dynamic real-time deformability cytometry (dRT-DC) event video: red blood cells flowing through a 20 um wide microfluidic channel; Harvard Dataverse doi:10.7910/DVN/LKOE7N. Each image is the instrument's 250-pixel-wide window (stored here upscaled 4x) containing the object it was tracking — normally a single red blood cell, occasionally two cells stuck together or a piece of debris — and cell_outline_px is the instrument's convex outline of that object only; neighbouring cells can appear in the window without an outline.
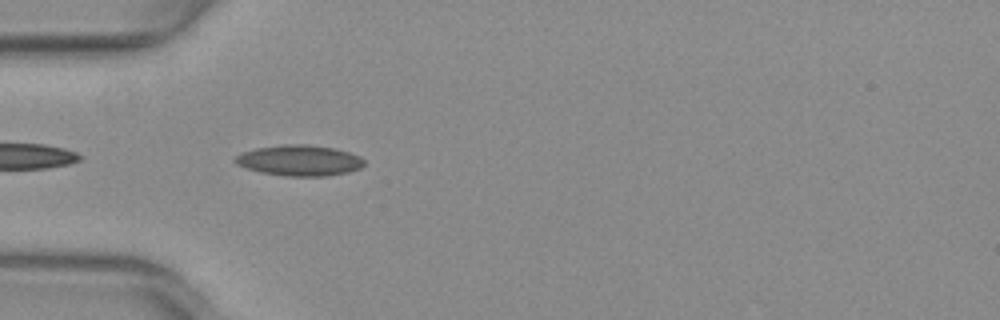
{"species": "common noctule bat (a hibernating species)", "species_latin": "Nyctalus noctula", "temperature_condition": "warm", "stored_images_in_passage": 34, "camera_frame_rate_fps": 3000, "um_per_image_px": 0.085, "animal": {"sex": "female", "body_mass_g": 29.2, "forearm_length_mm": 56.3}, "frame": {"image": 1, "passage_image": 2, "time_ms": 0.333, "image_size_px": [1000, 320], "cell_outline_px": [[364, 164], [360, 168], [348, 172], [328, 176], [284, 176], [260, 172], [236, 164], [232, 160], [240, 152], [256, 148], [284, 144], [304, 144], [332, 148], [348, 152], [360, 156], [364, 160]], "centroid_in_image_um": [25.42, 13.64], "position_along_channel_um": 59.6, "area_um2": 23.12}}
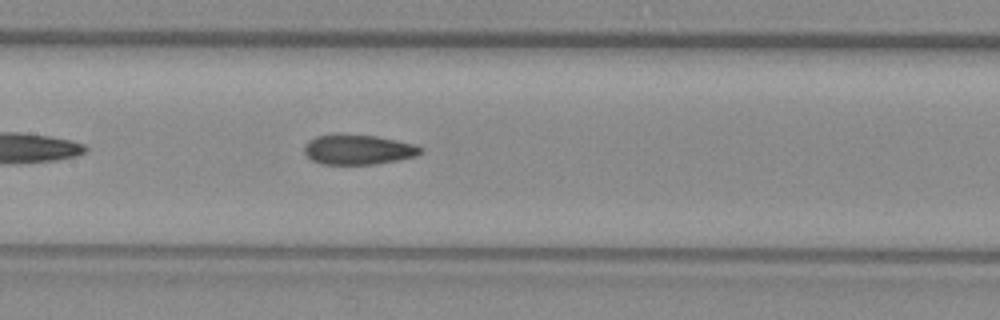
{"frame": {"image": 2, "passage_image": 11, "time_ms": 3.333, "image_size_px": [1000, 320], "cell_outline_px": [[424, 152], [416, 156], [400, 160], [376, 164], [320, 164], [312, 160], [304, 152], [304, 148], [308, 140], [316, 136], [332, 132], [340, 132], [376, 136], [416, 144], [424, 148]], "centroid_in_image_um": [30.45, 12.68], "position_along_channel_um": 176.9, "area_um2": 20.98}}
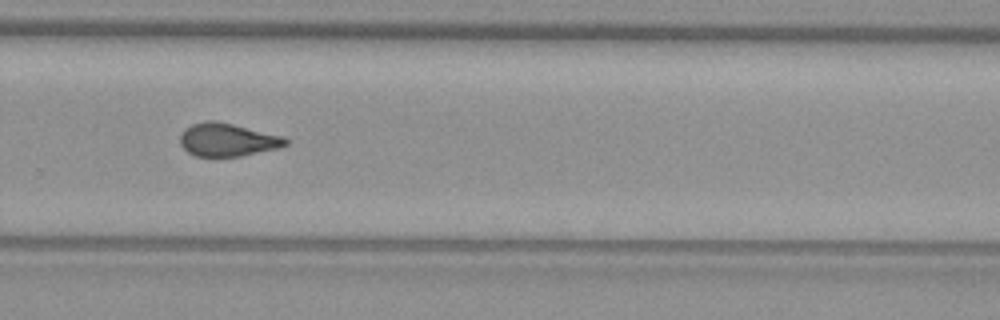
{"frame": {"image": 3, "passage_image": 21, "time_ms": 6.667, "image_size_px": [1000, 320], "cell_outline_px": [[288, 144], [280, 148], [240, 156], [196, 156], [188, 152], [180, 144], [180, 136], [184, 128], [192, 124], [204, 120], [212, 120], [232, 124], [284, 136], [288, 140]], "centroid_in_image_um": [19.34, 11.88], "position_along_channel_um": 310.5, "area_um2": 20.35}, "authors_computed_cell_mechanics": {"area_um2": 20.6057, "velocity_mm_per_s": 4.0188, "shape_relaxation_time_tau1_ms": null, "shape_relaxation_time_tau2_ms": 1.8299, "deformation_change_tau1": null, "deformation_change_tau2": 0.0905}}